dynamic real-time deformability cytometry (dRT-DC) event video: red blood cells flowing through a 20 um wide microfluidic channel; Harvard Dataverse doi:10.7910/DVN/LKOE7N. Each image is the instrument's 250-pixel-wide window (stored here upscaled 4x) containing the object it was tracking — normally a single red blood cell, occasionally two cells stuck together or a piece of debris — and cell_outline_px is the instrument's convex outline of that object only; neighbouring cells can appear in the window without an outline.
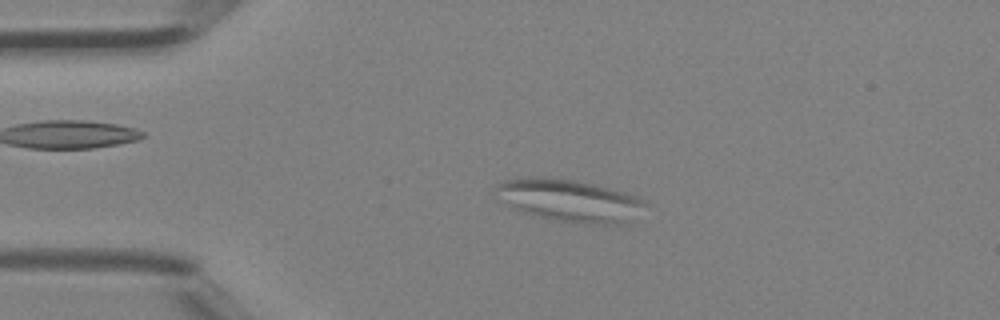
{"species": "Egyptian fruit bat (a non-hibernating species)", "species_latin": "Rousettus aegyptiacus", "temperature_condition": "room temperature", "stored_images_in_passage": 47, "camera_frame_rate_fps": 3000, "um_per_image_px": 0.085, "animal": {"sex": "female"}, "frame": {"image": 1, "passage_image": 10, "time_ms": 3.0, "image_size_px": [1000, 320], "cell_outline_px": [[648, 204], [632, 220], [624, 224], [584, 224], [556, 220], [536, 216], [520, 212], [512, 208], [496, 188], [496, 184], [504, 180], [528, 176], [548, 176], [576, 180], [624, 192], [648, 200]], "centroid_in_image_um": [48.47, 17.04], "position_along_channel_um": 36.5, "area_um2": 36.93}}
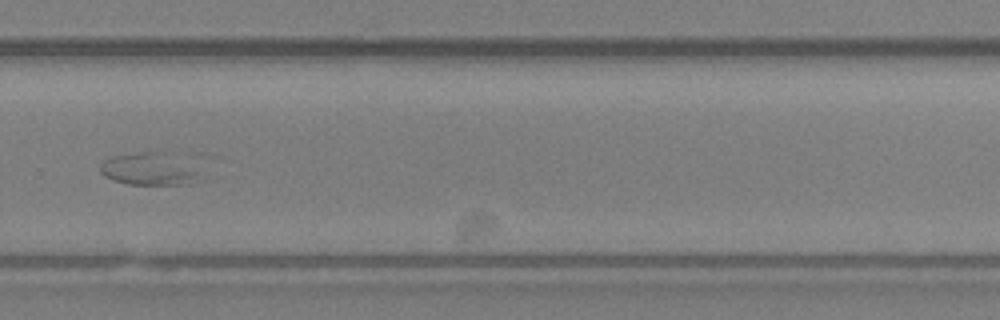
{"frame": {"image": 2, "passage_image": 32, "time_ms": 10.333, "image_size_px": [1000, 320], "cell_outline_px": [[204, 176], [188, 184], [128, 184], [112, 180], [104, 176], [100, 172], [100, 164], [104, 160], [112, 156], [144, 152], [164, 152], [200, 172]], "centroid_in_image_um": [12.62, 14.39], "position_along_channel_um": 317.2, "area_um2": 18.38}}
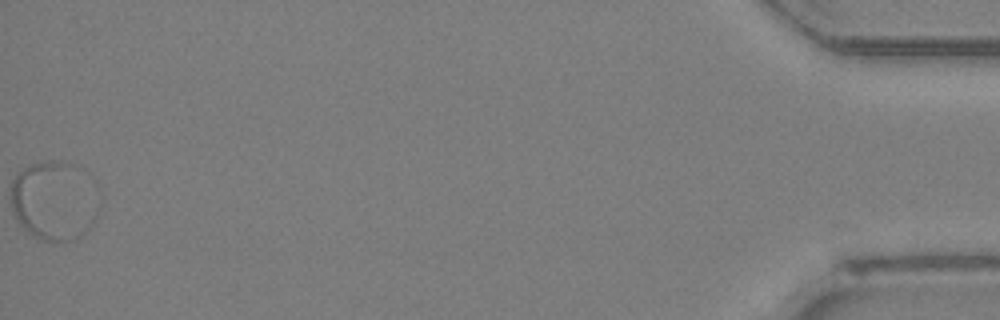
{"frame": {"image": 3, "passage_image": 47, "time_ms": 15.333, "image_size_px": [1000, 320], "cell_outline_px": [[96, 212], [92, 224], [80, 236], [72, 240], [60, 244], [44, 240], [32, 236], [16, 220], [12, 208], [12, 180], [16, 172], [32, 164], [52, 160], [60, 160], [72, 164]], "centroid_in_image_um": [4.39, 17.15], "position_along_channel_um": 430.8, "area_um2": 38.32}}